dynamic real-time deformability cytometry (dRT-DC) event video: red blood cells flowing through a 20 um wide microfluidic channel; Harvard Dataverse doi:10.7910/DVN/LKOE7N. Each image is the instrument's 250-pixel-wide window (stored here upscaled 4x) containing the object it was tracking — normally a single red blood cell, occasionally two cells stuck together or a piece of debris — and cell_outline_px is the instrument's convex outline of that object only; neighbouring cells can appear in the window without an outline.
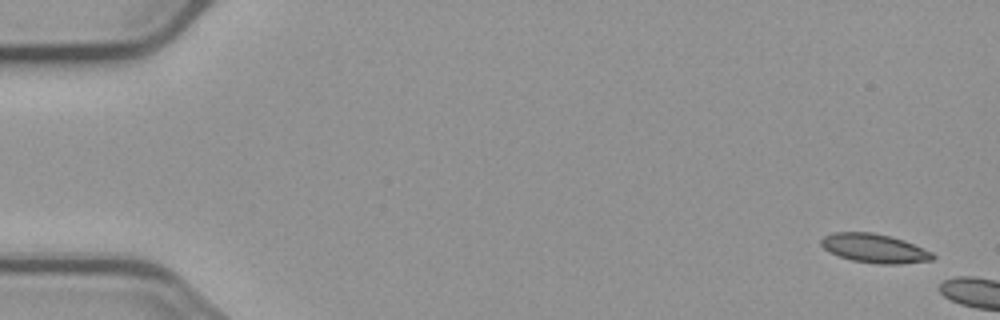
{"species": "common noctule bat (a hibernating species)", "species_latin": "Nyctalus noctula", "temperature_condition": "cold", "stored_images_in_passage": 2, "camera_frame_rate_fps": 3000, "um_per_image_px": 0.085, "animal": {"sex": "male", "body_mass_g": 23.1, "forearm_length_mm": 52.7}, "frame": {"image": 1, "passage_image": 1, "time_ms": 0.0, "image_size_px": [1000, 320], "cell_outline_px": [[936, 256], [932, 260], [900, 264], [880, 264], [852, 260], [840, 256], [824, 248], [820, 244], [820, 240], [824, 236], [832, 232], [872, 232], [892, 236], [904, 240], [932, 252]], "centroid_in_image_um": [74.34, 21.1], "position_along_channel_um": 10.7, "area_um2": 18.79}}